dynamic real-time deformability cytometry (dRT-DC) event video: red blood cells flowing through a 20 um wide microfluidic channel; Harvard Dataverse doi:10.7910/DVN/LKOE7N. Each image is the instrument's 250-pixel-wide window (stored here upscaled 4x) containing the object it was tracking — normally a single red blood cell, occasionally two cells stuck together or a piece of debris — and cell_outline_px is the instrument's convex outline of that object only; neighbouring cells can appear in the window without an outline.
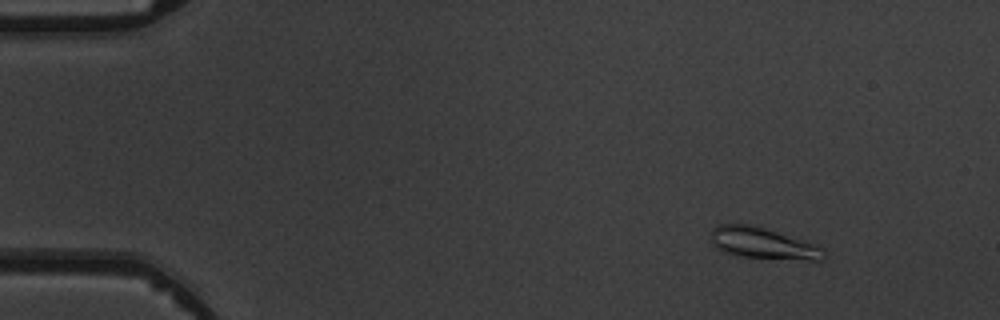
{"species": "common noctule bat (a hibernating species)", "species_latin": "Nyctalus noctula", "temperature_condition": "warm", "stored_images_in_passage": 8, "camera_frame_rate_fps": 3000, "um_per_image_px": 0.085, "animal": {"sex": "male", "body_mass_g": 19.5, "forearm_length_mm": 54.6}, "frame": {"image": 1, "passage_image": 3, "time_ms": 2.0, "image_size_px": [1000, 320], "cell_outline_px": [[824, 256], [820, 260], [812, 260], [744, 256], [724, 252], [716, 248], [712, 244], [712, 228], [716, 224], [748, 224], [764, 228], [820, 244], [824, 248]], "centroid_in_image_um": [64.88, 20.66], "position_along_channel_um": 20.1, "area_um2": 20.46}}
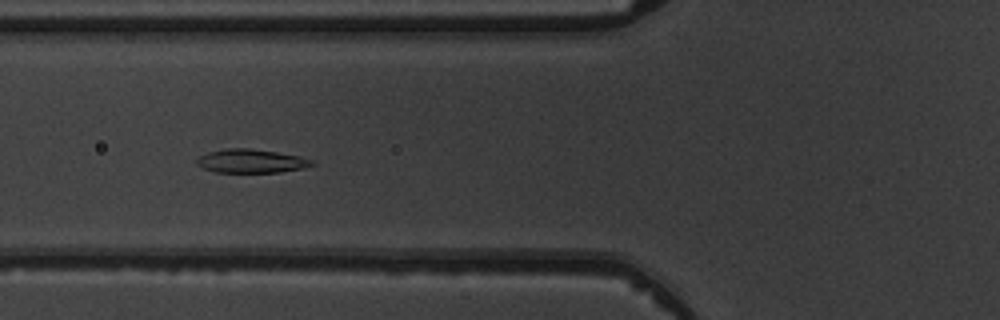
{"frame": {"image": 2, "passage_image": 7, "time_ms": 6.667, "image_size_px": [1000, 320], "cell_outline_px": [[316, 164], [304, 168], [280, 172], [216, 172], [204, 168], [196, 164], [196, 160], [200, 156], [208, 152], [224, 148], [248, 148], [276, 152], [300, 156], [312, 160]], "centroid_in_image_um": [21.35, 13.69], "position_along_channel_um": 104.4, "area_um2": 15.84}}
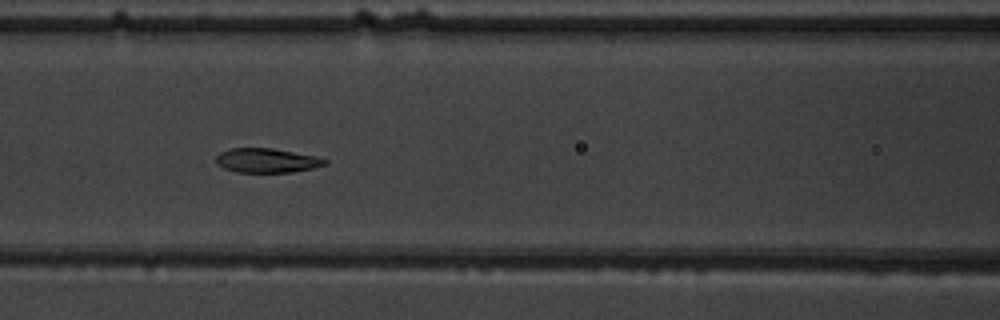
{"frame": {"image": 3, "passage_image": 8, "time_ms": 7.667, "image_size_px": [1000, 320], "cell_outline_px": [[328, 164], [312, 168], [292, 172], [236, 172], [224, 168], [216, 164], [216, 156], [220, 152], [232, 148], [272, 148], [316, 156], [328, 160]], "centroid_in_image_um": [22.67, 13.64], "position_along_channel_um": 143.9, "area_um2": 15.43}}